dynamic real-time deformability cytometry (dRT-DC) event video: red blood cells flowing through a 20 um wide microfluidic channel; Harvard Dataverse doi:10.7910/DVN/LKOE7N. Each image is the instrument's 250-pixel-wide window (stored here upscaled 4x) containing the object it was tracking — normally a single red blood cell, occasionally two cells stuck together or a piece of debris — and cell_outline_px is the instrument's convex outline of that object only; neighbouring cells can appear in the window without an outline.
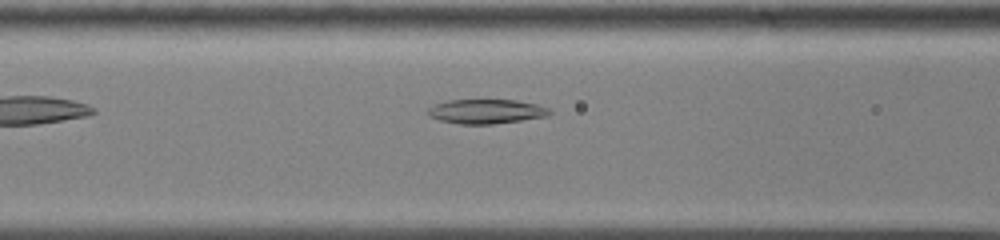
{"species": "common noctule bat (a hibernating species)", "species_latin": "Nyctalus noctula", "temperature_condition": "cold", "stored_images_in_passage": 39, "segment_of_instrument_passage": [1, 2], "camera_frame_rate_fps": 3000, "um_per_image_px": 0.085, "animal": {"sex": "male", "body_mass_g": 13.0, "forearm_length_mm": 53.1}, "frame": {"image": 1, "passage_image": 6, "time_ms": 1.667, "image_size_px": [1000, 240], "cell_outline_px": [[552, 112], [548, 116], [492, 124], [460, 124], [440, 120], [428, 116], [428, 108], [436, 104], [448, 100], [516, 100], [536, 104], [548, 108]], "centroid_in_image_um": [41.32, 9.47], "position_along_channel_um": 125.3, "area_um2": 17.17}}
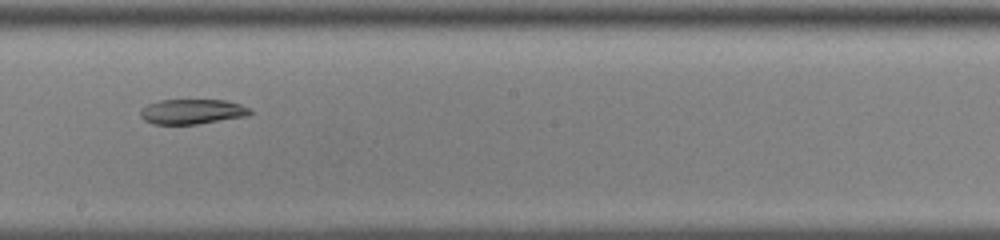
{"frame": {"image": 2, "passage_image": 15, "time_ms": 4.667, "image_size_px": [1000, 240], "cell_outline_px": [[252, 112], [248, 116], [196, 124], [152, 124], [144, 120], [140, 116], [140, 112], [148, 104], [160, 100], [224, 100], [240, 104], [252, 108]], "centroid_in_image_um": [16.36, 9.49], "position_along_channel_um": 231.8, "area_um2": 15.95}}
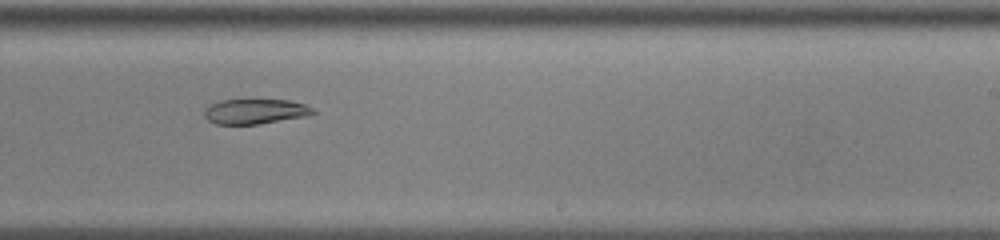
{"frame": {"image": 3, "passage_image": 18, "time_ms": 5.667, "image_size_px": [1000, 240], "cell_outline_px": [[316, 112], [304, 116], [256, 124], [216, 124], [208, 120], [204, 116], [204, 108], [208, 104], [220, 100], [248, 96], [288, 100], [304, 104], [312, 108]], "centroid_in_image_um": [21.59, 9.4], "position_along_channel_um": 267.4, "area_um2": 16.65}}